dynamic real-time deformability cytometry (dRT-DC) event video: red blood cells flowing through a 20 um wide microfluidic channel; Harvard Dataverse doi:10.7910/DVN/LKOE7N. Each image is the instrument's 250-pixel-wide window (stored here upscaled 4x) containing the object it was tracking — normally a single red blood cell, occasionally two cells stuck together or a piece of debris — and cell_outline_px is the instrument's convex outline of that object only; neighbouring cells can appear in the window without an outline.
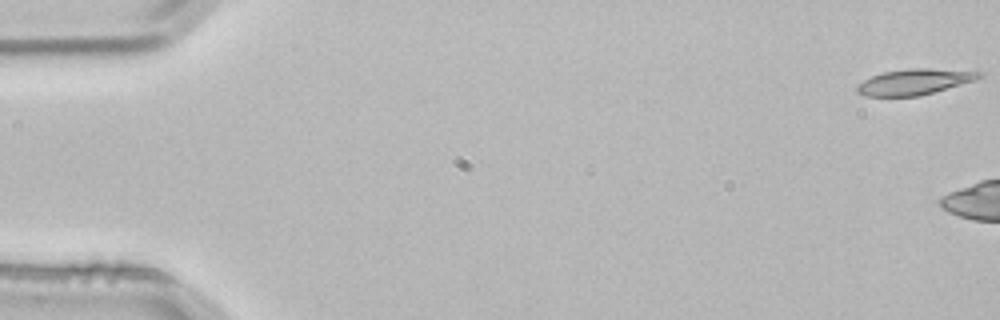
{"species": "common noctule bat (a hibernating species)", "species_latin": "Nyctalus noctula", "temperature_condition": "room temperature", "stored_images_in_passage": 5, "camera_frame_rate_fps": 3000, "um_per_image_px": 0.085, "animal": {"sex": "male", "body_mass_g": 21.5, "forearm_length_mm": 52.0}, "frame": {"image": 1, "passage_image": 1, "time_ms": 0.0, "image_size_px": [1000, 320], "cell_outline_px": [[984, 76], [972, 80], [920, 96], [864, 96], [856, 92], [856, 84], [872, 76], [884, 72], [908, 68], [928, 68], [984, 72]], "centroid_in_image_um": [77.67, 6.95], "position_along_channel_um": 7.3, "area_um2": 18.15}}